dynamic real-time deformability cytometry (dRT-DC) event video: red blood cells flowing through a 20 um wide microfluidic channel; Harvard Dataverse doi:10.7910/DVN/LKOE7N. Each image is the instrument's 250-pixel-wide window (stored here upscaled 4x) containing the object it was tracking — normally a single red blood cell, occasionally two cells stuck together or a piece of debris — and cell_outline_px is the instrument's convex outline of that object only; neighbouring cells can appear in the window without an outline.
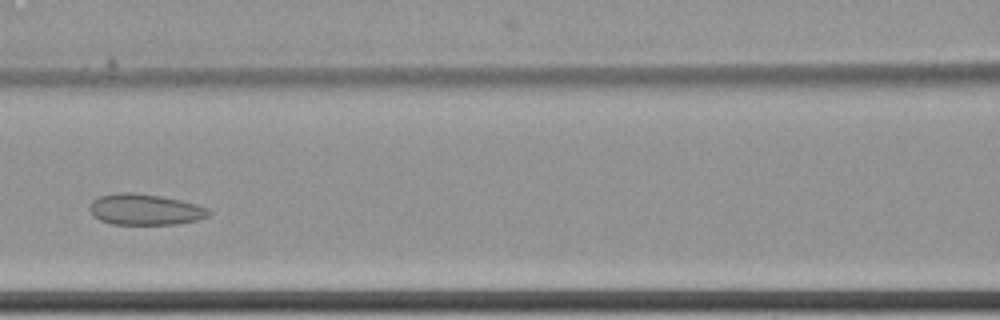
{"species": "common noctule bat (a hibernating species)", "species_latin": "Nyctalus noctula", "temperature_condition": "cold", "stored_images_in_passage": 6, "camera_frame_rate_fps": 3000, "um_per_image_px": 0.085, "animal": {"sex": "female", "body_mass_g": 22.7, "forearm_length_mm": 54.2}, "frame": {"image": 1, "passage_image": 5, "time_ms": 1.333, "image_size_px": [1000, 320], "cell_outline_px": [[212, 212], [208, 216], [196, 220], [176, 224], [112, 224], [100, 220], [88, 208], [92, 200], [100, 196], [120, 192], [132, 192], [160, 196], [180, 200], [196, 204]], "centroid_in_image_um": [12.31, 17.8], "position_along_channel_um": 154.3, "area_um2": 21.27}}
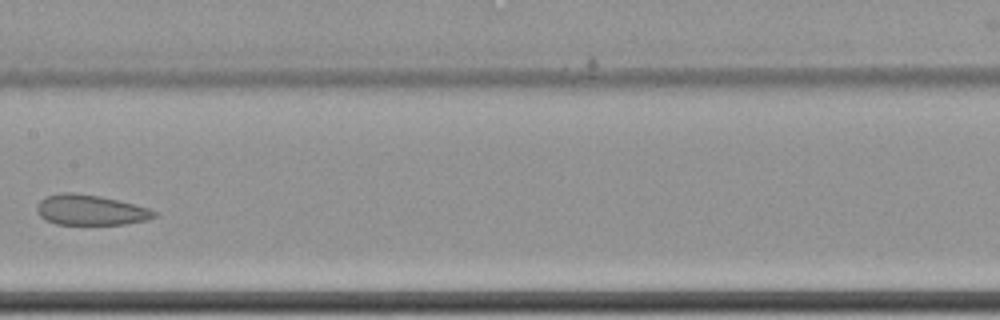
{"frame": {"image": 2, "passage_image": 6, "time_ms": 1.667, "image_size_px": [1000, 320], "cell_outline_px": [[156, 216], [148, 220], [124, 224], [56, 224], [44, 220], [36, 212], [36, 204], [44, 196], [64, 192], [72, 192], [100, 196], [148, 208], [156, 212]], "centroid_in_image_um": [7.62, 17.85], "position_along_channel_um": 199.8, "area_um2": 20.75}}